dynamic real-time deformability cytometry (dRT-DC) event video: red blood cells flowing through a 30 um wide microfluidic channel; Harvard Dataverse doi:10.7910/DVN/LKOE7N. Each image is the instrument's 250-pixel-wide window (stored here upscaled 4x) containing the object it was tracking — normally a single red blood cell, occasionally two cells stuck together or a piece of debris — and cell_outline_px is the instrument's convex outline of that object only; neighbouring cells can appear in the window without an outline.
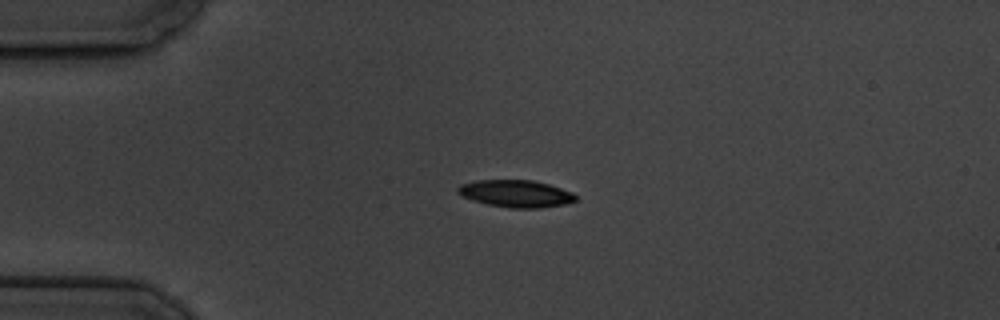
{"species": "common noctule bat (a hibernating species)", "species_latin": "Nyctalus noctula", "temperature_condition": "cold", "stored_images_in_passage": 4, "camera_frame_rate_fps": 3000, "um_per_image_px": 0.085, "animal": {"sex": "male", "body_mass_g": 19.5, "forearm_length_mm": 54.6}, "frame": {"image": 1, "passage_image": 4, "time_ms": 3.333, "image_size_px": [1000, 320], "cell_outline_px": [[576, 200], [568, 204], [540, 208], [512, 208], [488, 204], [472, 200], [460, 196], [456, 192], [456, 188], [460, 184], [476, 180], [532, 180], [548, 184], [572, 192], [576, 196]], "centroid_in_image_um": [43.82, 16.46], "position_along_channel_um": 41.2, "area_um2": 18.79}}